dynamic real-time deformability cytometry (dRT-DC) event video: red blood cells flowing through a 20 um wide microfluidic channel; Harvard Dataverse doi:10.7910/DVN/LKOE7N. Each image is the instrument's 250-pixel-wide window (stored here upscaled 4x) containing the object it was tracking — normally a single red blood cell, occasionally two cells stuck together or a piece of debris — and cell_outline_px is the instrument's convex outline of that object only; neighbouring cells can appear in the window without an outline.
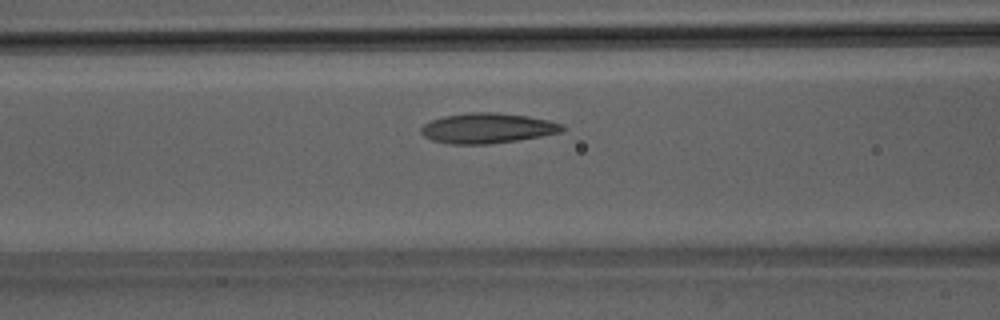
{"species": "Egyptian fruit bat (a non-hibernating species)", "species_latin": "Rousettus aegyptiacus", "temperature_condition": "room temperature", "stored_images_in_passage": 37, "camera_frame_rate_fps": 3000, "um_per_image_px": 0.085, "animal": {"sex": "male"}, "frame": {"image": 1, "passage_image": 11, "time_ms": 3.333, "image_size_px": [1000, 320], "cell_outline_px": [[564, 128], [560, 132], [540, 136], [516, 140], [488, 144], [448, 144], [432, 140], [424, 136], [420, 132], [420, 128], [424, 124], [432, 120], [444, 116], [468, 112], [496, 112], [528, 116], [548, 120], [564, 124]], "centroid_in_image_um": [41.4, 10.89], "position_along_channel_um": 125.2, "area_um2": 24.8}}
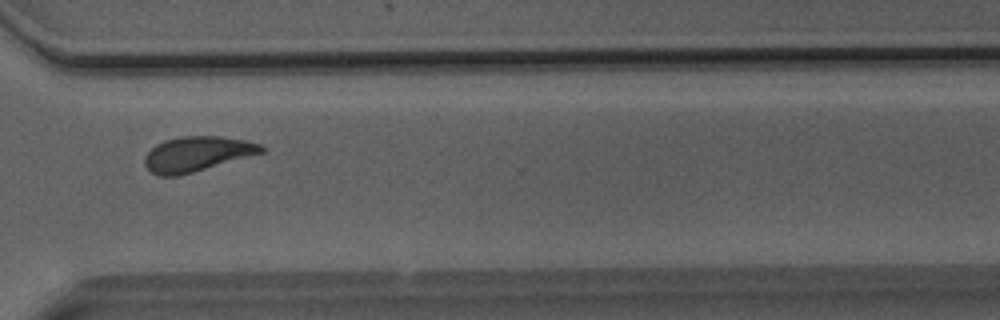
{"frame": {"image": 2, "passage_image": 28, "time_ms": 9.0, "image_size_px": [1000, 320], "cell_outline_px": [[264, 152], [180, 176], [156, 176], [144, 164], [144, 156], [156, 144], [164, 140], [180, 136], [220, 136], [244, 140], [260, 144], [264, 148]], "centroid_in_image_um": [16.71, 13.09], "position_along_channel_um": 353.9, "area_um2": 23.76}}
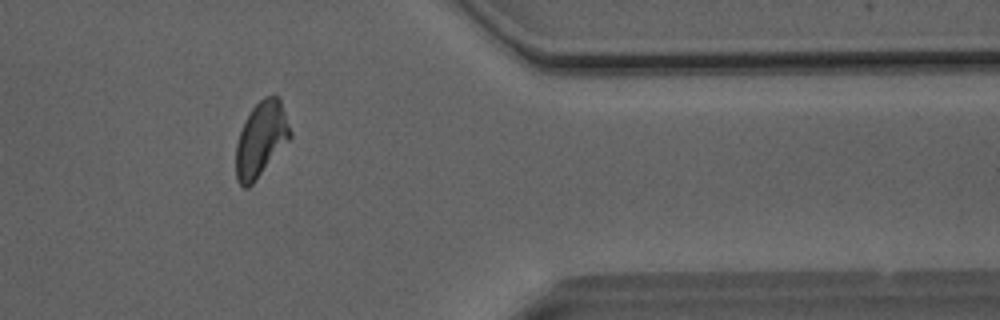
{"frame": {"image": 3, "passage_image": 32, "time_ms": 10.333, "image_size_px": [1000, 320], "cell_outline_px": [[292, 136], [256, 180], [248, 188], [244, 188], [236, 180], [236, 144], [240, 132], [252, 108], [264, 96], [276, 96], [280, 100], [292, 132]], "centroid_in_image_um": [22.18, 11.86], "position_along_channel_um": 389.2, "area_um2": 23.35}, "authors_computed_cell_mechanics": {"area_um2": 23.8136, "velocity_mm_per_s": 4.0354, "shape_relaxation_time_tau1_ms": 5.2179, "shape_relaxation_time_tau2_ms": 1.8436, "deformation_change_tau1": 0.1651, "deformation_change_tau2": 0.0728}}